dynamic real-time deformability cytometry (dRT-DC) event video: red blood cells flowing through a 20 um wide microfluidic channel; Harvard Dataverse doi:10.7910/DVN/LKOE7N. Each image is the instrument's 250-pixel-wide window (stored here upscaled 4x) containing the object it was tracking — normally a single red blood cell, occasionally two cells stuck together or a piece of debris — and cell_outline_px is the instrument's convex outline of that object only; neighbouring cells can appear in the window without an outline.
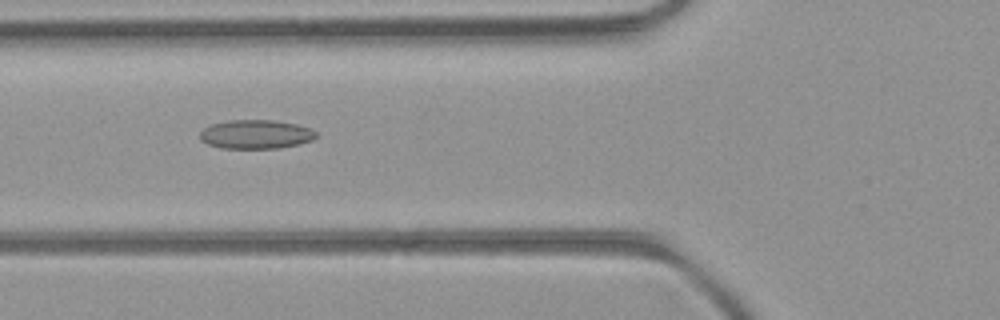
{"species": "common noctule bat (a hibernating species)", "species_latin": "Nyctalus noctula", "temperature_condition": "room temperature", "stored_images_in_passage": 43, "camera_frame_rate_fps": 3000, "um_per_image_px": 0.085, "animal": {"sex": "female", "body_mass_g": 21.9}, "frame": {"image": 1, "passage_image": 13, "time_ms": 4.0, "image_size_px": [1000, 320], "cell_outline_px": [[316, 136], [312, 140], [300, 144], [280, 148], [220, 148], [208, 144], [200, 140], [200, 132], [204, 128], [212, 124], [228, 120], [272, 120], [296, 124], [308, 128], [316, 132]], "centroid_in_image_um": [21.73, 11.42], "position_along_channel_um": 104.1, "area_um2": 19.54}}
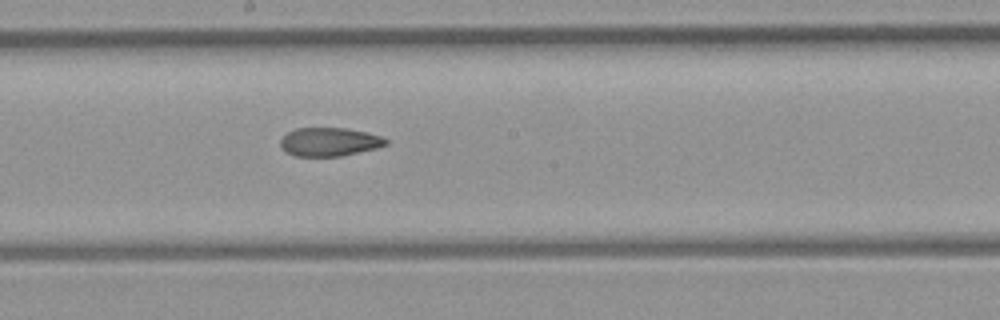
{"frame": {"image": 2, "passage_image": 21, "time_ms": 6.667, "image_size_px": [1000, 320], "cell_outline_px": [[388, 144], [376, 148], [340, 156], [296, 156], [288, 152], [280, 144], [280, 140], [288, 132], [296, 128], [344, 128], [368, 132], [384, 136], [388, 140]], "centroid_in_image_um": [28.05, 12.05], "position_along_channel_um": 220.2, "area_um2": 17.46}}
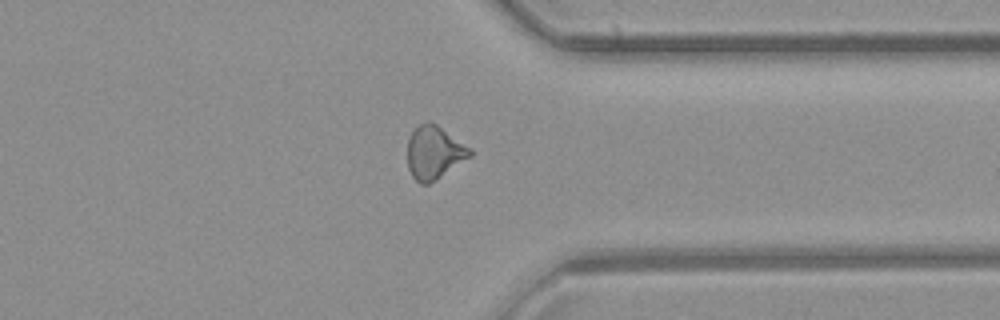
{"frame": {"image": 3, "passage_image": 32, "time_ms": 10.333, "image_size_px": [1000, 320], "cell_outline_px": [[472, 156], [436, 180], [428, 184], [420, 184], [412, 176], [408, 168], [408, 140], [412, 132], [420, 124], [428, 120], [436, 124], [472, 148]], "centroid_in_image_um": [36.92, 12.97], "position_along_channel_um": 374.5, "area_um2": 19.42}, "authors_computed_cell_mechanics": {"area_um2": 19.0162, "velocity_mm_per_s": 4.3395, "shape_relaxation_time_tau1_ms": null, "shape_relaxation_time_tau2_ms": 4.5878, "deformation_change_tau1": null, "deformation_change_tau2": 0.1309}}